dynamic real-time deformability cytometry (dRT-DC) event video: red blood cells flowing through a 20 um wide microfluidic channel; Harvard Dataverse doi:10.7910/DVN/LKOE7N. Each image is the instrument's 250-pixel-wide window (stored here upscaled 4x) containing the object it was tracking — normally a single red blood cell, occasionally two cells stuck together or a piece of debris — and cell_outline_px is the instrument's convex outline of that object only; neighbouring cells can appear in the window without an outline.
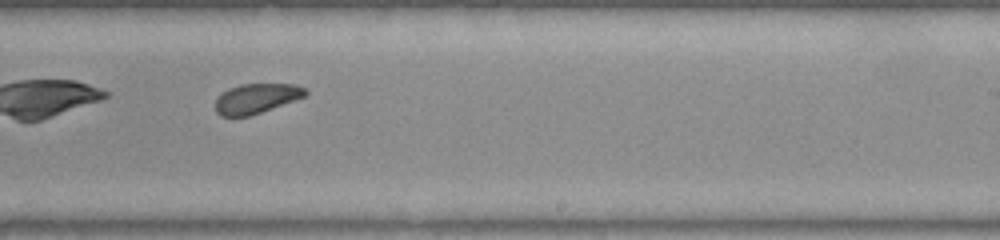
{"species": "common noctule bat (a hibernating species)", "species_latin": "Nyctalus noctula", "temperature_condition": "warm", "stored_images_in_passage": 35, "camera_frame_rate_fps": 3000, "um_per_image_px": 0.085, "animal": {"sex": "female", "body_mass_g": 22.0, "forearm_length_mm": 56.7}, "frame": {"image": 1, "passage_image": 16, "time_ms": 5.0, "image_size_px": [1000, 240], "cell_outline_px": [[308, 92], [304, 96], [260, 112], [248, 116], [220, 116], [216, 112], [216, 100], [228, 88], [240, 84], [296, 84], [304, 88]], "centroid_in_image_um": [21.77, 8.36], "position_along_channel_um": 267.2, "area_um2": 15.26}}